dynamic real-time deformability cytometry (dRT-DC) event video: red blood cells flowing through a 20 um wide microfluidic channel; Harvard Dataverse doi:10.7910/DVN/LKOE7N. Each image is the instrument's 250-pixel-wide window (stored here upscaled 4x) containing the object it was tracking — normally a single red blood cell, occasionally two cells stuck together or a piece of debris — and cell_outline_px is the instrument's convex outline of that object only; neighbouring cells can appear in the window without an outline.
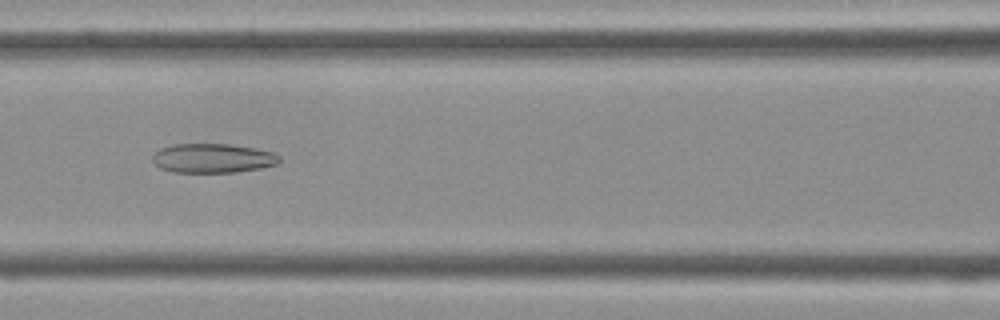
{"species": "Egyptian fruit bat (a non-hibernating species)", "species_latin": "Rousettus aegyptiacus", "temperature_condition": "cold", "stored_images_in_passage": 44, "camera_frame_rate_fps": 3000, "um_per_image_px": 0.085, "frame": {"image": 1, "passage_image": 19, "time_ms": 6.0, "image_size_px": [1000, 320], "cell_outline_px": [[280, 160], [276, 164], [260, 168], [236, 172], [172, 172], [160, 168], [152, 160], [152, 156], [160, 148], [172, 144], [228, 144], [256, 148], [272, 152], [280, 156]], "centroid_in_image_um": [18.07, 13.44], "position_along_channel_um": 148.5, "area_um2": 21.62}}
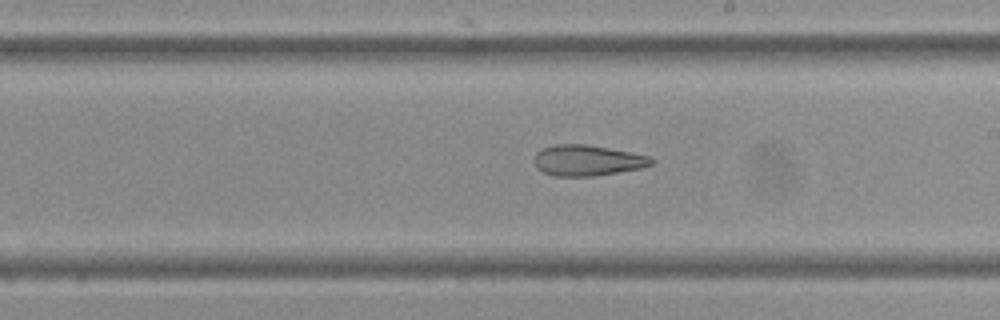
{"frame": {"image": 2, "passage_image": 25, "time_ms": 8.0, "image_size_px": [1000, 320], "cell_outline_px": [[656, 160], [652, 164], [640, 168], [596, 176], [556, 176], [544, 172], [536, 168], [532, 160], [536, 152], [544, 148], [556, 144], [584, 144], [608, 148], [648, 156]], "centroid_in_image_um": [49.88, 13.64], "position_along_channel_um": 239.1, "area_um2": 20.92}}
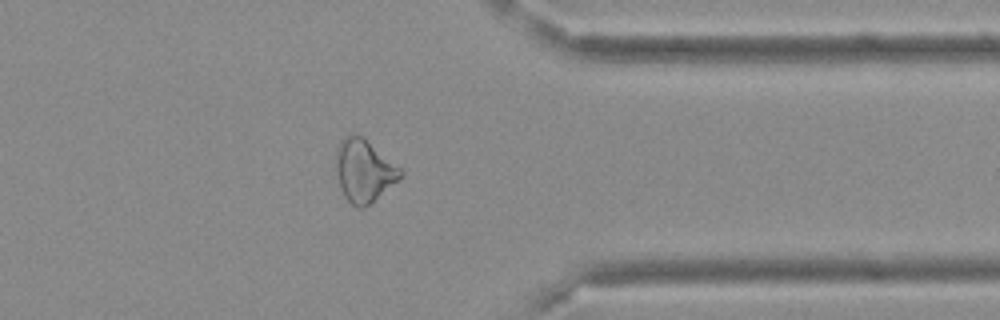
{"frame": {"image": 3, "passage_image": 35, "time_ms": 11.333, "image_size_px": [1000, 320], "cell_outline_px": [[404, 172], [396, 180], [364, 208], [360, 208], [352, 204], [344, 196], [340, 188], [336, 168], [336, 148], [340, 140], [352, 132], [364, 136], [400, 168]], "centroid_in_image_um": [30.89, 14.45], "position_along_channel_um": 380.5, "area_um2": 23.18}}